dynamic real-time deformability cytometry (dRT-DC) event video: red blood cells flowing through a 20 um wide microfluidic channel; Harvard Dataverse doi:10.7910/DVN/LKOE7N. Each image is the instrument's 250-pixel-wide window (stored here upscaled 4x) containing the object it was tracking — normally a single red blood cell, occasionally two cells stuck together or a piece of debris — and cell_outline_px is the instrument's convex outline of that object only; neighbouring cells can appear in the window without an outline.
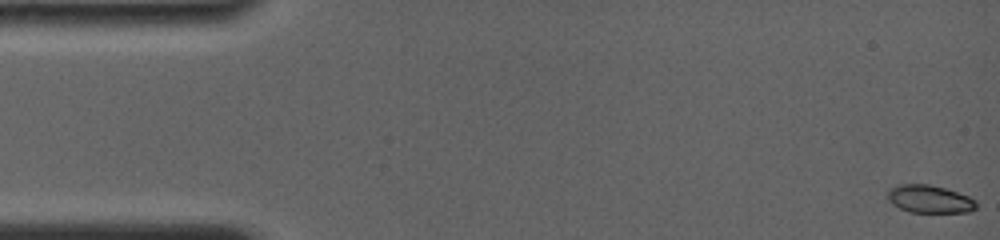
{"species": "common noctule bat (a hibernating species)", "species_latin": "Nyctalus noctula", "temperature_condition": "room temperature", "stored_images_in_passage": 66, "camera_frame_rate_fps": 4000, "um_per_image_px": 0.085, "animal": {"sex": "female", "body_mass_g": 19.0, "forearm_length_mm": 56.7}, "frame": {"image": 1, "passage_image": 1, "time_ms": 0.0, "image_size_px": [1000, 240], "cell_outline_px": [[976, 208], [972, 212], [908, 212], [892, 204], [888, 200], [888, 192], [892, 188], [900, 184], [928, 184], [944, 188], [968, 196], [976, 200]], "centroid_in_image_um": [79.02, 16.93], "position_along_channel_um": 6.0, "area_um2": 14.28}}
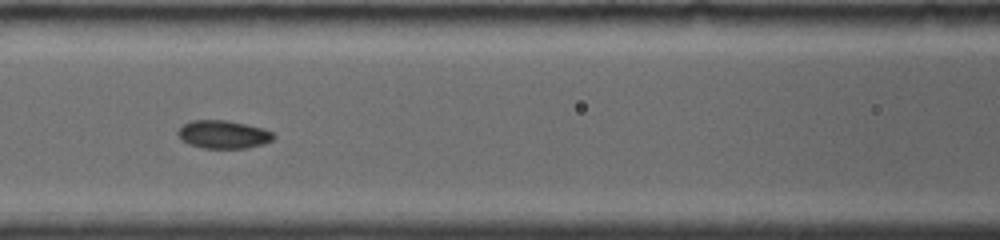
{"frame": {"image": 2, "passage_image": 29, "time_ms": 7.0, "image_size_px": [1000, 240], "cell_outline_px": [[276, 136], [272, 140], [264, 144], [248, 148], [204, 148], [188, 144], [180, 140], [176, 132], [184, 124], [192, 120], [228, 120], [260, 128], [272, 132]], "centroid_in_image_um": [18.95, 11.43], "position_along_channel_um": 147.6, "area_um2": 15.66}}
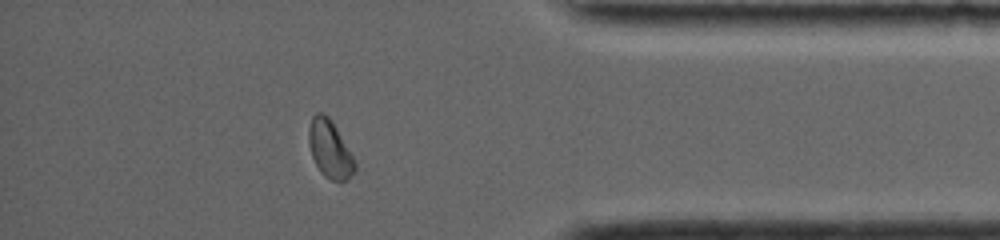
{"frame": {"image": 3, "passage_image": 57, "time_ms": 14.0, "image_size_px": [1000, 240], "cell_outline_px": [[356, 172], [348, 180], [332, 180], [324, 176], [320, 172], [312, 156], [308, 140], [308, 128], [312, 116], [316, 112], [320, 112], [328, 116], [332, 120], [352, 156], [356, 164]], "centroid_in_image_um": [28.03, 12.67], "position_along_channel_um": 407.2, "area_um2": 15.43}, "authors_computed_cell_mechanics": {"area_um2": 15.1436, "velocity_mm_per_s": 3.8983, "shape_relaxation_time_tau1_ms": null, "shape_relaxation_time_tau2_ms": 2.9965, "deformation_change_tau1": null, "deformation_change_tau2": 0.0552}}